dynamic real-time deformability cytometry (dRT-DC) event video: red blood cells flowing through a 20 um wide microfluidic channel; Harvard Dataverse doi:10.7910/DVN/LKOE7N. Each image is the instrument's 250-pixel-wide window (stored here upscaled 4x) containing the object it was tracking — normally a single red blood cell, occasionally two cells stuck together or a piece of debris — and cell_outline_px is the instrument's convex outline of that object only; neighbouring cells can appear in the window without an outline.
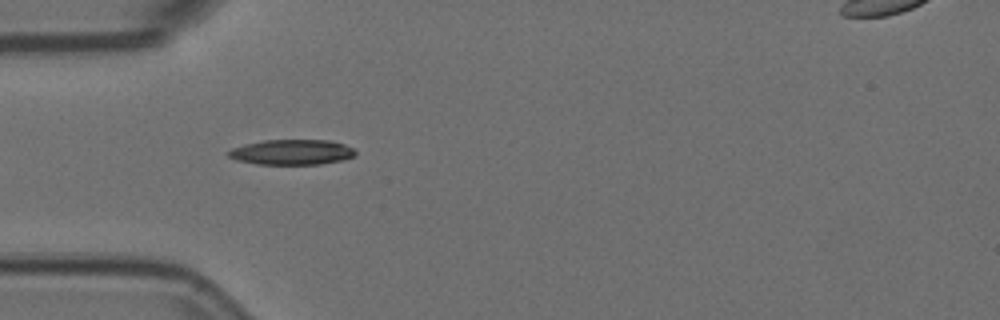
{"species": "Egyptian fruit bat (a non-hibernating species)", "species_latin": "Rousettus aegyptiacus", "temperature_condition": "room temperature", "stored_images_in_passage": 4, "camera_frame_rate_fps": 3000, "um_per_image_px": 0.085, "animal": {"sex": "female"}, "frame": {"image": 1, "passage_image": 3, "time_ms": 0.667, "image_size_px": [1000, 320], "cell_outline_px": [[356, 156], [340, 160], [320, 164], [256, 164], [236, 160], [228, 156], [228, 152], [232, 148], [244, 144], [264, 140], [328, 140], [344, 144], [352, 148], [356, 152]], "centroid_in_image_um": [24.79, 12.93], "position_along_channel_um": 60.2, "area_um2": 18.61}}
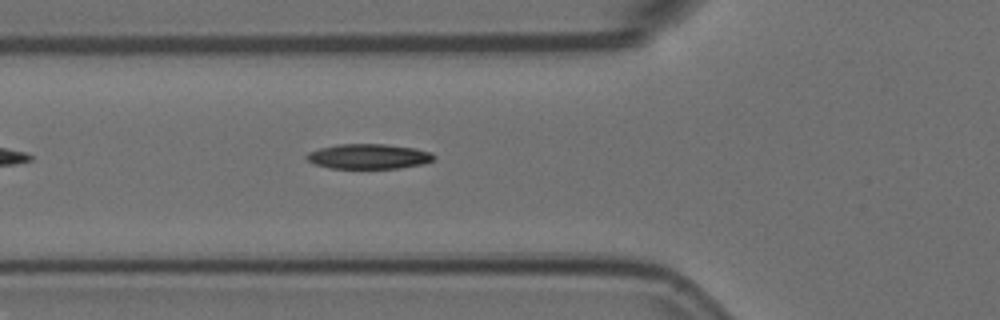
{"frame": {"image": 2, "passage_image": 4, "time_ms": 1.0, "image_size_px": [1000, 320], "cell_outline_px": [[436, 156], [432, 160], [424, 164], [400, 168], [332, 168], [316, 164], [308, 160], [304, 156], [308, 152], [320, 148], [336, 144], [384, 144], [416, 148], [432, 152]], "centroid_in_image_um": [31.36, 13.29], "position_along_channel_um": 94.4, "area_um2": 18.55}}